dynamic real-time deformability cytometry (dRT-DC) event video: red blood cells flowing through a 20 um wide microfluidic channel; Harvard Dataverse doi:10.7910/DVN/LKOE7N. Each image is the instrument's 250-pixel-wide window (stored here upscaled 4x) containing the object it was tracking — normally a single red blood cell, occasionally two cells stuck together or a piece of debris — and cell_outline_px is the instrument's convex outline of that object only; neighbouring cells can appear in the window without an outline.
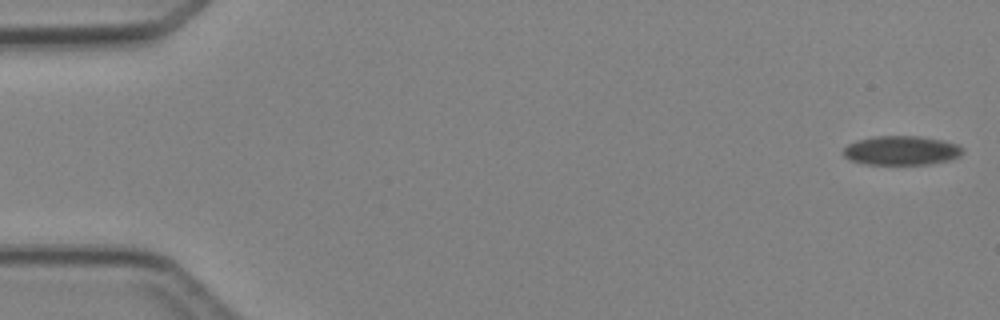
{"species": "Egyptian fruit bat (a non-hibernating species)", "species_latin": "Rousettus aegyptiacus", "temperature_condition": "cold", "stored_images_in_passage": 6, "camera_frame_rate_fps": 3000, "um_per_image_px": 0.085, "animal": {"sex": "female"}, "frame": {"image": 1, "passage_image": 1, "time_ms": 0.0, "image_size_px": [1000, 320], "cell_outline_px": [[964, 152], [960, 156], [952, 160], [928, 164], [864, 164], [852, 160], [844, 156], [844, 148], [848, 144], [856, 140], [872, 136], [920, 136], [944, 140], [956, 144], [964, 148]], "centroid_in_image_um": [76.66, 12.78], "position_along_channel_um": 8.3, "area_um2": 20.46}}